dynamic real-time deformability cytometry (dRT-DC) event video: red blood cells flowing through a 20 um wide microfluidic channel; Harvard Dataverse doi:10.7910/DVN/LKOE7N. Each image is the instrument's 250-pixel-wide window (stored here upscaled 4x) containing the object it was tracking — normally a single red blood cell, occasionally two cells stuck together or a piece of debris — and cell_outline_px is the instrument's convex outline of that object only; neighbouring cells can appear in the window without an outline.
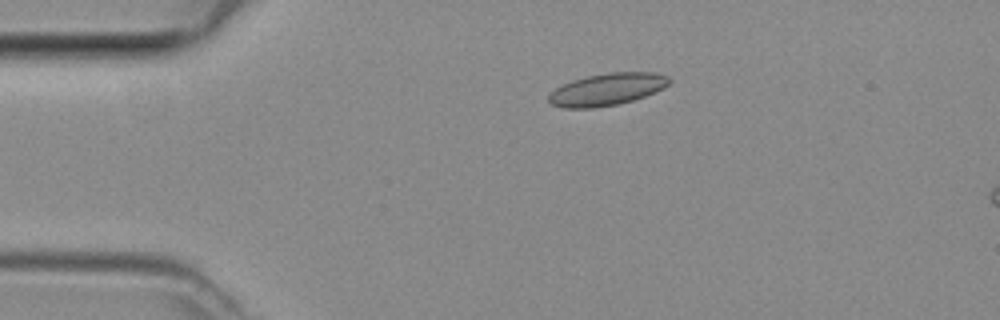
{"species": "common noctule bat (a hibernating species)", "species_latin": "Nyctalus noctula", "temperature_condition": "room temperature", "stored_images_in_passage": 5, "camera_frame_rate_fps": 3000, "um_per_image_px": 0.085, "animal": {"sex": "female", "body_mass_g": 29.2, "forearm_length_mm": 56.3}, "frame": {"image": 1, "passage_image": 3, "time_ms": 0.667, "image_size_px": [1000, 320], "cell_outline_px": [[672, 80], [664, 88], [644, 96], [632, 100], [616, 104], [592, 108], [564, 108], [552, 104], [548, 100], [548, 96], [556, 88], [572, 80], [588, 76], [612, 72], [656, 72], [668, 76]], "centroid_in_image_um": [51.62, 7.59], "position_along_channel_um": 33.4, "area_um2": 22.37}}